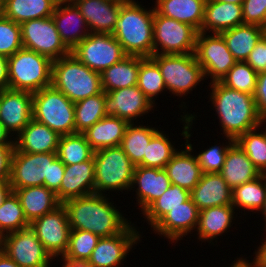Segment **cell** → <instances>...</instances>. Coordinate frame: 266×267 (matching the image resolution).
Segmentation results:
<instances>
[{"label": "cell", "mask_w": 266, "mask_h": 267, "mask_svg": "<svg viewBox=\"0 0 266 267\" xmlns=\"http://www.w3.org/2000/svg\"><path fill=\"white\" fill-rule=\"evenodd\" d=\"M107 195L93 193L64 201L70 229L89 231L100 238L121 233L129 220L108 201Z\"/></svg>", "instance_id": "obj_1"}, {"label": "cell", "mask_w": 266, "mask_h": 267, "mask_svg": "<svg viewBox=\"0 0 266 267\" xmlns=\"http://www.w3.org/2000/svg\"><path fill=\"white\" fill-rule=\"evenodd\" d=\"M210 85V101L226 137L236 140L247 131L263 125L253 95L228 88L220 82Z\"/></svg>", "instance_id": "obj_2"}, {"label": "cell", "mask_w": 266, "mask_h": 267, "mask_svg": "<svg viewBox=\"0 0 266 267\" xmlns=\"http://www.w3.org/2000/svg\"><path fill=\"white\" fill-rule=\"evenodd\" d=\"M154 8L147 11L136 0L125 2L119 11L113 32L126 55L151 57L154 55Z\"/></svg>", "instance_id": "obj_3"}, {"label": "cell", "mask_w": 266, "mask_h": 267, "mask_svg": "<svg viewBox=\"0 0 266 267\" xmlns=\"http://www.w3.org/2000/svg\"><path fill=\"white\" fill-rule=\"evenodd\" d=\"M51 85L73 103L102 92L101 73L88 68L72 53L52 61Z\"/></svg>", "instance_id": "obj_4"}, {"label": "cell", "mask_w": 266, "mask_h": 267, "mask_svg": "<svg viewBox=\"0 0 266 267\" xmlns=\"http://www.w3.org/2000/svg\"><path fill=\"white\" fill-rule=\"evenodd\" d=\"M9 88L35 93L51 86L52 61L22 47L8 57Z\"/></svg>", "instance_id": "obj_5"}, {"label": "cell", "mask_w": 266, "mask_h": 267, "mask_svg": "<svg viewBox=\"0 0 266 267\" xmlns=\"http://www.w3.org/2000/svg\"><path fill=\"white\" fill-rule=\"evenodd\" d=\"M32 118L59 136L75 133V106L52 85L32 93Z\"/></svg>", "instance_id": "obj_6"}, {"label": "cell", "mask_w": 266, "mask_h": 267, "mask_svg": "<svg viewBox=\"0 0 266 267\" xmlns=\"http://www.w3.org/2000/svg\"><path fill=\"white\" fill-rule=\"evenodd\" d=\"M93 157L95 193L130 189L135 165L120 146L96 150Z\"/></svg>", "instance_id": "obj_7"}, {"label": "cell", "mask_w": 266, "mask_h": 267, "mask_svg": "<svg viewBox=\"0 0 266 267\" xmlns=\"http://www.w3.org/2000/svg\"><path fill=\"white\" fill-rule=\"evenodd\" d=\"M151 58L160 68L167 90L176 96H185L201 81L204 72L194 53L154 54Z\"/></svg>", "instance_id": "obj_8"}, {"label": "cell", "mask_w": 266, "mask_h": 267, "mask_svg": "<svg viewBox=\"0 0 266 267\" xmlns=\"http://www.w3.org/2000/svg\"><path fill=\"white\" fill-rule=\"evenodd\" d=\"M198 32L191 25L160 15L154 10V54L194 53Z\"/></svg>", "instance_id": "obj_9"}, {"label": "cell", "mask_w": 266, "mask_h": 267, "mask_svg": "<svg viewBox=\"0 0 266 267\" xmlns=\"http://www.w3.org/2000/svg\"><path fill=\"white\" fill-rule=\"evenodd\" d=\"M71 53L88 68L103 72L127 56L113 34L90 33Z\"/></svg>", "instance_id": "obj_10"}, {"label": "cell", "mask_w": 266, "mask_h": 267, "mask_svg": "<svg viewBox=\"0 0 266 267\" xmlns=\"http://www.w3.org/2000/svg\"><path fill=\"white\" fill-rule=\"evenodd\" d=\"M0 249L20 267H50L53 260L30 226L3 235Z\"/></svg>", "instance_id": "obj_11"}, {"label": "cell", "mask_w": 266, "mask_h": 267, "mask_svg": "<svg viewBox=\"0 0 266 267\" xmlns=\"http://www.w3.org/2000/svg\"><path fill=\"white\" fill-rule=\"evenodd\" d=\"M198 32L195 46L197 62L202 67L204 76H210L212 82H220L237 62L229 51L221 34Z\"/></svg>", "instance_id": "obj_12"}, {"label": "cell", "mask_w": 266, "mask_h": 267, "mask_svg": "<svg viewBox=\"0 0 266 267\" xmlns=\"http://www.w3.org/2000/svg\"><path fill=\"white\" fill-rule=\"evenodd\" d=\"M21 26L23 47L55 61L71 51L62 42L52 16L32 19Z\"/></svg>", "instance_id": "obj_13"}, {"label": "cell", "mask_w": 266, "mask_h": 267, "mask_svg": "<svg viewBox=\"0 0 266 267\" xmlns=\"http://www.w3.org/2000/svg\"><path fill=\"white\" fill-rule=\"evenodd\" d=\"M30 227L52 258L65 254L71 229L63 204L33 220Z\"/></svg>", "instance_id": "obj_14"}, {"label": "cell", "mask_w": 266, "mask_h": 267, "mask_svg": "<svg viewBox=\"0 0 266 267\" xmlns=\"http://www.w3.org/2000/svg\"><path fill=\"white\" fill-rule=\"evenodd\" d=\"M184 114L185 115H181V120L185 124L181 135L186 139L185 149L181 151L178 150L164 167V170L172 184L191 191L198 184L203 172L198 164L196 156L191 153L193 151L192 144L188 142L191 137L190 126L195 116L188 113Z\"/></svg>", "instance_id": "obj_15"}, {"label": "cell", "mask_w": 266, "mask_h": 267, "mask_svg": "<svg viewBox=\"0 0 266 267\" xmlns=\"http://www.w3.org/2000/svg\"><path fill=\"white\" fill-rule=\"evenodd\" d=\"M56 158L57 153L14 152L9 179L11 189L44 186V180H49L50 163Z\"/></svg>", "instance_id": "obj_16"}, {"label": "cell", "mask_w": 266, "mask_h": 267, "mask_svg": "<svg viewBox=\"0 0 266 267\" xmlns=\"http://www.w3.org/2000/svg\"><path fill=\"white\" fill-rule=\"evenodd\" d=\"M140 237L130 221L121 233L100 238L87 262L92 267H119Z\"/></svg>", "instance_id": "obj_17"}, {"label": "cell", "mask_w": 266, "mask_h": 267, "mask_svg": "<svg viewBox=\"0 0 266 267\" xmlns=\"http://www.w3.org/2000/svg\"><path fill=\"white\" fill-rule=\"evenodd\" d=\"M154 106L137 85L105 93L106 116L122 118L129 123L149 113Z\"/></svg>", "instance_id": "obj_18"}, {"label": "cell", "mask_w": 266, "mask_h": 267, "mask_svg": "<svg viewBox=\"0 0 266 267\" xmlns=\"http://www.w3.org/2000/svg\"><path fill=\"white\" fill-rule=\"evenodd\" d=\"M32 109V93L10 88L0 90V122L10 135L17 136L28 125Z\"/></svg>", "instance_id": "obj_19"}, {"label": "cell", "mask_w": 266, "mask_h": 267, "mask_svg": "<svg viewBox=\"0 0 266 267\" xmlns=\"http://www.w3.org/2000/svg\"><path fill=\"white\" fill-rule=\"evenodd\" d=\"M198 218L199 210L189 198L181 206L167 212L152 228L155 234L163 235L174 243L196 230Z\"/></svg>", "instance_id": "obj_20"}, {"label": "cell", "mask_w": 266, "mask_h": 267, "mask_svg": "<svg viewBox=\"0 0 266 267\" xmlns=\"http://www.w3.org/2000/svg\"><path fill=\"white\" fill-rule=\"evenodd\" d=\"M87 22L90 33L113 34L119 11L125 2L113 0H72Z\"/></svg>", "instance_id": "obj_21"}, {"label": "cell", "mask_w": 266, "mask_h": 267, "mask_svg": "<svg viewBox=\"0 0 266 267\" xmlns=\"http://www.w3.org/2000/svg\"><path fill=\"white\" fill-rule=\"evenodd\" d=\"M52 18L62 42L70 51L90 34L87 22L72 1L57 2Z\"/></svg>", "instance_id": "obj_22"}, {"label": "cell", "mask_w": 266, "mask_h": 267, "mask_svg": "<svg viewBox=\"0 0 266 267\" xmlns=\"http://www.w3.org/2000/svg\"><path fill=\"white\" fill-rule=\"evenodd\" d=\"M94 157L79 164L65 165L63 179L56 192L58 200L63 203L72 198L95 193Z\"/></svg>", "instance_id": "obj_23"}, {"label": "cell", "mask_w": 266, "mask_h": 267, "mask_svg": "<svg viewBox=\"0 0 266 267\" xmlns=\"http://www.w3.org/2000/svg\"><path fill=\"white\" fill-rule=\"evenodd\" d=\"M136 189V198L144 212L156 199H158L171 185L170 179L164 169L135 166L132 188Z\"/></svg>", "instance_id": "obj_24"}, {"label": "cell", "mask_w": 266, "mask_h": 267, "mask_svg": "<svg viewBox=\"0 0 266 267\" xmlns=\"http://www.w3.org/2000/svg\"><path fill=\"white\" fill-rule=\"evenodd\" d=\"M190 199L199 211L232 205V189L219 173H203L198 184L190 191Z\"/></svg>", "instance_id": "obj_25"}, {"label": "cell", "mask_w": 266, "mask_h": 267, "mask_svg": "<svg viewBox=\"0 0 266 267\" xmlns=\"http://www.w3.org/2000/svg\"><path fill=\"white\" fill-rule=\"evenodd\" d=\"M14 138L15 151L24 153H57L60 136L33 118ZM17 139V140H16Z\"/></svg>", "instance_id": "obj_26"}, {"label": "cell", "mask_w": 266, "mask_h": 267, "mask_svg": "<svg viewBox=\"0 0 266 267\" xmlns=\"http://www.w3.org/2000/svg\"><path fill=\"white\" fill-rule=\"evenodd\" d=\"M242 24V5L206 0L201 32L220 34Z\"/></svg>", "instance_id": "obj_27"}, {"label": "cell", "mask_w": 266, "mask_h": 267, "mask_svg": "<svg viewBox=\"0 0 266 267\" xmlns=\"http://www.w3.org/2000/svg\"><path fill=\"white\" fill-rule=\"evenodd\" d=\"M19 198L25 218L31 223L36 218L49 213L60 206L56 193L46 186H31L12 189Z\"/></svg>", "instance_id": "obj_28"}, {"label": "cell", "mask_w": 266, "mask_h": 267, "mask_svg": "<svg viewBox=\"0 0 266 267\" xmlns=\"http://www.w3.org/2000/svg\"><path fill=\"white\" fill-rule=\"evenodd\" d=\"M219 174L232 190L261 175L236 142L228 149L223 168Z\"/></svg>", "instance_id": "obj_29"}, {"label": "cell", "mask_w": 266, "mask_h": 267, "mask_svg": "<svg viewBox=\"0 0 266 267\" xmlns=\"http://www.w3.org/2000/svg\"><path fill=\"white\" fill-rule=\"evenodd\" d=\"M128 124L129 122L125 119L105 116L83 134L94 151L120 146Z\"/></svg>", "instance_id": "obj_30"}, {"label": "cell", "mask_w": 266, "mask_h": 267, "mask_svg": "<svg viewBox=\"0 0 266 267\" xmlns=\"http://www.w3.org/2000/svg\"><path fill=\"white\" fill-rule=\"evenodd\" d=\"M155 11L163 16L191 25L198 31L204 18L206 0H156Z\"/></svg>", "instance_id": "obj_31"}, {"label": "cell", "mask_w": 266, "mask_h": 267, "mask_svg": "<svg viewBox=\"0 0 266 267\" xmlns=\"http://www.w3.org/2000/svg\"><path fill=\"white\" fill-rule=\"evenodd\" d=\"M56 0H1V14L19 25L52 16Z\"/></svg>", "instance_id": "obj_32"}, {"label": "cell", "mask_w": 266, "mask_h": 267, "mask_svg": "<svg viewBox=\"0 0 266 267\" xmlns=\"http://www.w3.org/2000/svg\"><path fill=\"white\" fill-rule=\"evenodd\" d=\"M235 208L232 205L214 206L199 211L197 235L201 241H210L223 234L232 225Z\"/></svg>", "instance_id": "obj_33"}, {"label": "cell", "mask_w": 266, "mask_h": 267, "mask_svg": "<svg viewBox=\"0 0 266 267\" xmlns=\"http://www.w3.org/2000/svg\"><path fill=\"white\" fill-rule=\"evenodd\" d=\"M236 61H246L265 28L255 24H242L220 33Z\"/></svg>", "instance_id": "obj_34"}, {"label": "cell", "mask_w": 266, "mask_h": 267, "mask_svg": "<svg viewBox=\"0 0 266 267\" xmlns=\"http://www.w3.org/2000/svg\"><path fill=\"white\" fill-rule=\"evenodd\" d=\"M140 56H125L101 72V87L105 93L137 85Z\"/></svg>", "instance_id": "obj_35"}, {"label": "cell", "mask_w": 266, "mask_h": 267, "mask_svg": "<svg viewBox=\"0 0 266 267\" xmlns=\"http://www.w3.org/2000/svg\"><path fill=\"white\" fill-rule=\"evenodd\" d=\"M158 131L155 127L152 128L141 124L129 123L127 125L120 147L135 166H143V158L146 156L147 146Z\"/></svg>", "instance_id": "obj_36"}, {"label": "cell", "mask_w": 266, "mask_h": 267, "mask_svg": "<svg viewBox=\"0 0 266 267\" xmlns=\"http://www.w3.org/2000/svg\"><path fill=\"white\" fill-rule=\"evenodd\" d=\"M266 200V174L246 182L232 190V206L236 209L260 211Z\"/></svg>", "instance_id": "obj_37"}, {"label": "cell", "mask_w": 266, "mask_h": 267, "mask_svg": "<svg viewBox=\"0 0 266 267\" xmlns=\"http://www.w3.org/2000/svg\"><path fill=\"white\" fill-rule=\"evenodd\" d=\"M94 155L83 133H74L60 136L57 157L64 165L79 164L90 160Z\"/></svg>", "instance_id": "obj_38"}, {"label": "cell", "mask_w": 266, "mask_h": 267, "mask_svg": "<svg viewBox=\"0 0 266 267\" xmlns=\"http://www.w3.org/2000/svg\"><path fill=\"white\" fill-rule=\"evenodd\" d=\"M75 133H84L97 121L106 116L105 92L90 96L74 103Z\"/></svg>", "instance_id": "obj_39"}, {"label": "cell", "mask_w": 266, "mask_h": 267, "mask_svg": "<svg viewBox=\"0 0 266 267\" xmlns=\"http://www.w3.org/2000/svg\"><path fill=\"white\" fill-rule=\"evenodd\" d=\"M190 198V191L172 184L142 214L153 227L167 212L181 206Z\"/></svg>", "instance_id": "obj_40"}, {"label": "cell", "mask_w": 266, "mask_h": 267, "mask_svg": "<svg viewBox=\"0 0 266 267\" xmlns=\"http://www.w3.org/2000/svg\"><path fill=\"white\" fill-rule=\"evenodd\" d=\"M137 87L154 105V97L167 89L160 68L151 57L140 56Z\"/></svg>", "instance_id": "obj_41"}, {"label": "cell", "mask_w": 266, "mask_h": 267, "mask_svg": "<svg viewBox=\"0 0 266 267\" xmlns=\"http://www.w3.org/2000/svg\"><path fill=\"white\" fill-rule=\"evenodd\" d=\"M261 126L240 135L235 142L247 154L261 174H266V126L259 133ZM258 129V132L256 131Z\"/></svg>", "instance_id": "obj_42"}, {"label": "cell", "mask_w": 266, "mask_h": 267, "mask_svg": "<svg viewBox=\"0 0 266 267\" xmlns=\"http://www.w3.org/2000/svg\"><path fill=\"white\" fill-rule=\"evenodd\" d=\"M28 226L30 223L25 218L19 198L11 191L0 205V238Z\"/></svg>", "instance_id": "obj_43"}, {"label": "cell", "mask_w": 266, "mask_h": 267, "mask_svg": "<svg viewBox=\"0 0 266 267\" xmlns=\"http://www.w3.org/2000/svg\"><path fill=\"white\" fill-rule=\"evenodd\" d=\"M163 131H158L150 140L147 146L146 156L143 158V167L160 168L168 164L174 154L178 151L175 146L171 144L169 138Z\"/></svg>", "instance_id": "obj_44"}, {"label": "cell", "mask_w": 266, "mask_h": 267, "mask_svg": "<svg viewBox=\"0 0 266 267\" xmlns=\"http://www.w3.org/2000/svg\"><path fill=\"white\" fill-rule=\"evenodd\" d=\"M100 237L89 231L71 229L62 260L88 261Z\"/></svg>", "instance_id": "obj_45"}, {"label": "cell", "mask_w": 266, "mask_h": 267, "mask_svg": "<svg viewBox=\"0 0 266 267\" xmlns=\"http://www.w3.org/2000/svg\"><path fill=\"white\" fill-rule=\"evenodd\" d=\"M258 73L246 62L237 61L220 81L224 86L254 95Z\"/></svg>", "instance_id": "obj_46"}, {"label": "cell", "mask_w": 266, "mask_h": 267, "mask_svg": "<svg viewBox=\"0 0 266 267\" xmlns=\"http://www.w3.org/2000/svg\"><path fill=\"white\" fill-rule=\"evenodd\" d=\"M22 47L21 26L0 14V55L8 58Z\"/></svg>", "instance_id": "obj_47"}, {"label": "cell", "mask_w": 266, "mask_h": 267, "mask_svg": "<svg viewBox=\"0 0 266 267\" xmlns=\"http://www.w3.org/2000/svg\"><path fill=\"white\" fill-rule=\"evenodd\" d=\"M225 138L229 142L228 145L224 146V143L222 147L214 145L196 155L203 173H219L222 170L227 151L235 143L231 137Z\"/></svg>", "instance_id": "obj_48"}, {"label": "cell", "mask_w": 266, "mask_h": 267, "mask_svg": "<svg viewBox=\"0 0 266 267\" xmlns=\"http://www.w3.org/2000/svg\"><path fill=\"white\" fill-rule=\"evenodd\" d=\"M242 11L244 24L266 28V0H244Z\"/></svg>", "instance_id": "obj_49"}, {"label": "cell", "mask_w": 266, "mask_h": 267, "mask_svg": "<svg viewBox=\"0 0 266 267\" xmlns=\"http://www.w3.org/2000/svg\"><path fill=\"white\" fill-rule=\"evenodd\" d=\"M246 62L257 72L266 71V35L264 34L250 52Z\"/></svg>", "instance_id": "obj_50"}, {"label": "cell", "mask_w": 266, "mask_h": 267, "mask_svg": "<svg viewBox=\"0 0 266 267\" xmlns=\"http://www.w3.org/2000/svg\"><path fill=\"white\" fill-rule=\"evenodd\" d=\"M15 143H0V181H9Z\"/></svg>", "instance_id": "obj_51"}, {"label": "cell", "mask_w": 266, "mask_h": 267, "mask_svg": "<svg viewBox=\"0 0 266 267\" xmlns=\"http://www.w3.org/2000/svg\"><path fill=\"white\" fill-rule=\"evenodd\" d=\"M253 98L259 116L262 119L266 118V71L258 73Z\"/></svg>", "instance_id": "obj_52"}, {"label": "cell", "mask_w": 266, "mask_h": 267, "mask_svg": "<svg viewBox=\"0 0 266 267\" xmlns=\"http://www.w3.org/2000/svg\"><path fill=\"white\" fill-rule=\"evenodd\" d=\"M65 165L57 157L53 163H50L49 180H44V186L53 192H57L63 179Z\"/></svg>", "instance_id": "obj_53"}, {"label": "cell", "mask_w": 266, "mask_h": 267, "mask_svg": "<svg viewBox=\"0 0 266 267\" xmlns=\"http://www.w3.org/2000/svg\"><path fill=\"white\" fill-rule=\"evenodd\" d=\"M261 243L262 245L258 247V250L255 252L253 262L250 263L249 260L239 258L242 259L248 267H266V240Z\"/></svg>", "instance_id": "obj_54"}, {"label": "cell", "mask_w": 266, "mask_h": 267, "mask_svg": "<svg viewBox=\"0 0 266 267\" xmlns=\"http://www.w3.org/2000/svg\"><path fill=\"white\" fill-rule=\"evenodd\" d=\"M9 88L8 58L0 55V90Z\"/></svg>", "instance_id": "obj_55"}, {"label": "cell", "mask_w": 266, "mask_h": 267, "mask_svg": "<svg viewBox=\"0 0 266 267\" xmlns=\"http://www.w3.org/2000/svg\"><path fill=\"white\" fill-rule=\"evenodd\" d=\"M0 267H20L4 251L0 249Z\"/></svg>", "instance_id": "obj_56"}, {"label": "cell", "mask_w": 266, "mask_h": 267, "mask_svg": "<svg viewBox=\"0 0 266 267\" xmlns=\"http://www.w3.org/2000/svg\"><path fill=\"white\" fill-rule=\"evenodd\" d=\"M11 191L12 189L9 181H0V205Z\"/></svg>", "instance_id": "obj_57"}, {"label": "cell", "mask_w": 266, "mask_h": 267, "mask_svg": "<svg viewBox=\"0 0 266 267\" xmlns=\"http://www.w3.org/2000/svg\"><path fill=\"white\" fill-rule=\"evenodd\" d=\"M9 137H12V136L6 130L4 125L0 122V143H15L14 139L12 140V138H9Z\"/></svg>", "instance_id": "obj_58"}, {"label": "cell", "mask_w": 266, "mask_h": 267, "mask_svg": "<svg viewBox=\"0 0 266 267\" xmlns=\"http://www.w3.org/2000/svg\"><path fill=\"white\" fill-rule=\"evenodd\" d=\"M63 267H92L87 261L62 260Z\"/></svg>", "instance_id": "obj_59"}, {"label": "cell", "mask_w": 266, "mask_h": 267, "mask_svg": "<svg viewBox=\"0 0 266 267\" xmlns=\"http://www.w3.org/2000/svg\"><path fill=\"white\" fill-rule=\"evenodd\" d=\"M236 261L232 263L231 267H248L247 264H245V262L242 259L237 258Z\"/></svg>", "instance_id": "obj_60"}, {"label": "cell", "mask_w": 266, "mask_h": 267, "mask_svg": "<svg viewBox=\"0 0 266 267\" xmlns=\"http://www.w3.org/2000/svg\"><path fill=\"white\" fill-rule=\"evenodd\" d=\"M214 1L233 3V4H238V5H242V3L244 2V0H214Z\"/></svg>", "instance_id": "obj_61"}, {"label": "cell", "mask_w": 266, "mask_h": 267, "mask_svg": "<svg viewBox=\"0 0 266 267\" xmlns=\"http://www.w3.org/2000/svg\"><path fill=\"white\" fill-rule=\"evenodd\" d=\"M261 212H262V215H264V218L263 219H265V224H266V200H265V204H264V207H263V209L261 210ZM266 226V225H265ZM266 229V228H265Z\"/></svg>", "instance_id": "obj_62"}, {"label": "cell", "mask_w": 266, "mask_h": 267, "mask_svg": "<svg viewBox=\"0 0 266 267\" xmlns=\"http://www.w3.org/2000/svg\"><path fill=\"white\" fill-rule=\"evenodd\" d=\"M113 1H118V2H127V1H130V0H113Z\"/></svg>", "instance_id": "obj_63"}, {"label": "cell", "mask_w": 266, "mask_h": 267, "mask_svg": "<svg viewBox=\"0 0 266 267\" xmlns=\"http://www.w3.org/2000/svg\"><path fill=\"white\" fill-rule=\"evenodd\" d=\"M57 2H65V1H72V0H56Z\"/></svg>", "instance_id": "obj_64"}]
</instances>
